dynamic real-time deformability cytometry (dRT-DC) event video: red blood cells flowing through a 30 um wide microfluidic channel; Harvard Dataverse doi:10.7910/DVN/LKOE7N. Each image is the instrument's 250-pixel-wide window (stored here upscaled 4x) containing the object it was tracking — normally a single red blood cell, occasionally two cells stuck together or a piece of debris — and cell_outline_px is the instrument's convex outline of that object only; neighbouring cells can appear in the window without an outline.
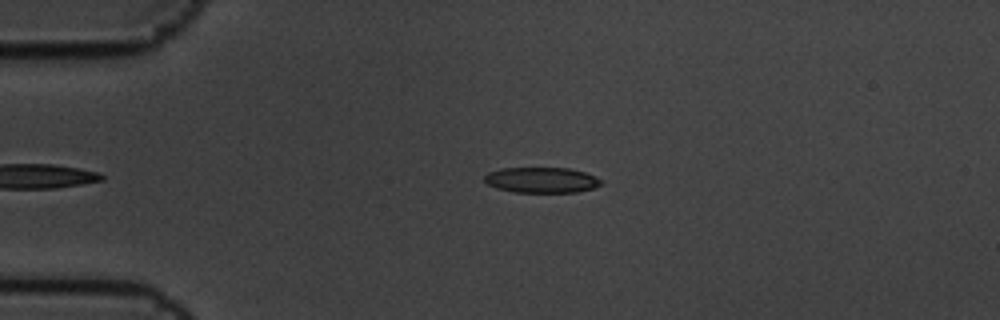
{"species": "common noctule bat (a hibernating species)", "species_latin": "Nyctalus noctula", "temperature_condition": "cold", "stored_images_in_passage": 6, "camera_frame_rate_fps": 3000, "um_per_image_px": 0.085, "animal": {"sex": "male", "body_mass_g": 19.5, "forearm_length_mm": 54.6}, "frame": {"image": 1, "passage_image": 6, "time_ms": 1.667, "image_size_px": [1000, 320], "cell_outline_px": [[604, 180], [600, 184], [592, 188], [576, 192], [516, 192], [496, 188], [488, 184], [484, 180], [484, 176], [488, 172], [500, 168], [568, 168], [584, 172]], "centroid_in_image_um": [46.01, 15.3], "position_along_channel_um": 39.0, "area_um2": 17.28}}